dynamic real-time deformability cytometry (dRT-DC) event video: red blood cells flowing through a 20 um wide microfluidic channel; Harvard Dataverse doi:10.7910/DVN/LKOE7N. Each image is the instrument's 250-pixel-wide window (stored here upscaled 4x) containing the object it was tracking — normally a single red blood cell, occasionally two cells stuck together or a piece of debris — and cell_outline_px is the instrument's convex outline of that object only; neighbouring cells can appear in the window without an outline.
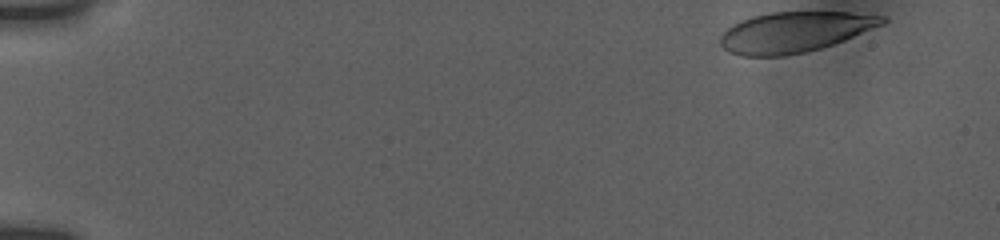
{"species": "human", "species_latin": "Homo sapiens", "temperature_condition": "room temperature", "stored_images_in_passage": 21, "camera_frame_rate_fps": 3000, "um_per_image_px": 0.085, "donor": {"sex": "female"}, "frame": {"image": 1, "passage_image": 1, "time_ms": 0.0, "image_size_px": [1000, 240], "cell_outline_px": [[888, 20], [884, 24], [844, 40], [820, 48], [804, 52], [784, 56], [740, 56], [728, 52], [720, 44], [720, 36], [732, 24], [740, 20], [752, 16], [772, 12], [848, 12], [888, 16]], "centroid_in_image_um": [67.53, 2.72], "position_along_channel_um": 17.5, "area_um2": 38.26}}
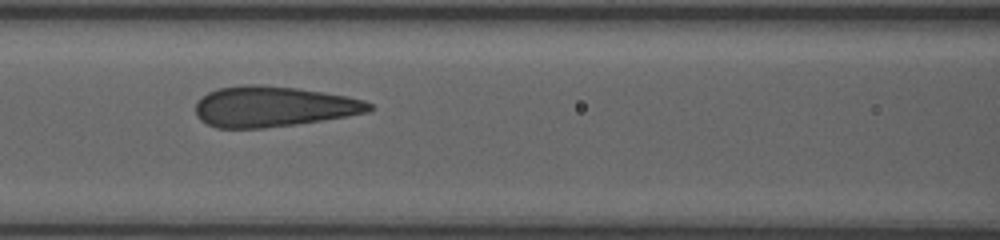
{"frame": {"image": 2, "passage_image": 18, "time_ms": 7.0, "image_size_px": [1000, 240], "cell_outline_px": [[376, 108], [368, 112], [296, 124], [264, 128], [216, 128], [200, 120], [196, 116], [196, 100], [208, 92], [220, 88], [244, 84], [260, 84], [296, 88], [344, 96], [364, 100], [372, 104]], "centroid_in_image_um": [23.18, 9.06], "position_along_channel_um": 143.4, "area_um2": 40.86}}
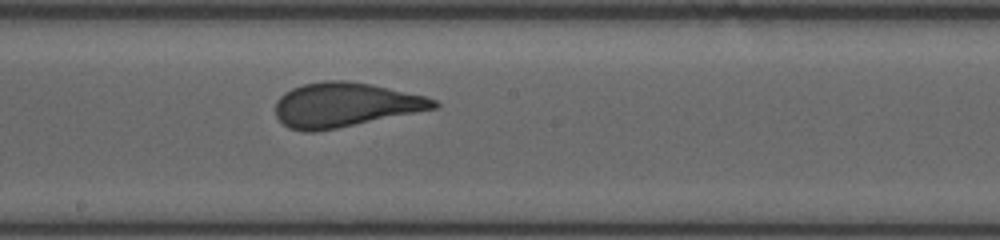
{"frame": {"image": 3, "passage_image": 21, "time_ms": 9.0, "image_size_px": [1000, 240], "cell_outline_px": [[440, 104], [436, 108], [316, 132], [304, 132], [288, 128], [276, 116], [276, 100], [284, 92], [292, 88], [304, 84], [324, 80], [344, 80], [372, 84], [424, 96], [436, 100]], "centroid_in_image_um": [29.28, 8.91], "position_along_channel_um": 218.9, "area_um2": 40.69}}